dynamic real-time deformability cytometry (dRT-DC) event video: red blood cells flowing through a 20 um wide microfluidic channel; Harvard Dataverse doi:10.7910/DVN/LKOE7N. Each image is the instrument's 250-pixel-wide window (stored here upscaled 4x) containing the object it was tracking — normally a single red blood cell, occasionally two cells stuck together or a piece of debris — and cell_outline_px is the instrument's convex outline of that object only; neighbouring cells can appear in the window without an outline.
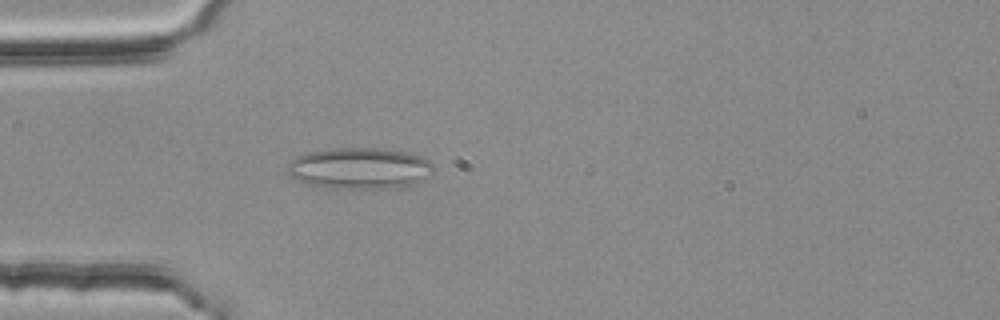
{"species": "common noctule bat (a hibernating species)", "species_latin": "Nyctalus noctula", "temperature_condition": "room temperature", "stored_images_in_passage": 3, "camera_frame_rate_fps": 3000, "um_per_image_px": 0.085, "animal": {"sex": "female", "body_mass_g": 25.1}, "frame": {"image": 1, "passage_image": 3, "time_ms": 0.667, "image_size_px": [1000, 320], "cell_outline_px": [[436, 168], [432, 176], [412, 184], [400, 188], [328, 188], [296, 180], [284, 172], [284, 168], [288, 160], [296, 156], [308, 152], [332, 148], [376, 148], [404, 152], [420, 156], [428, 160]], "centroid_in_image_um": [30.53, 14.31], "position_along_channel_um": 54.5, "area_um2": 35.66}}